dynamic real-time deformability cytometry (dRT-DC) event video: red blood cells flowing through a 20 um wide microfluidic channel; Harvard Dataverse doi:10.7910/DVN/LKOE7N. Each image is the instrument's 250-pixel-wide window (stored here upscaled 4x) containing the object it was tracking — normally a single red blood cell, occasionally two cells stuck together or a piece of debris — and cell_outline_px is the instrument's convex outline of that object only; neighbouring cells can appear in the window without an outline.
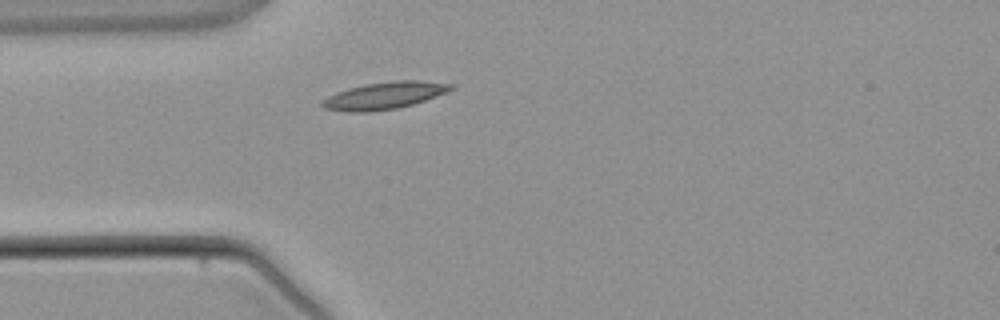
{"species": "common noctule bat (a hibernating species)", "species_latin": "Nyctalus noctula", "temperature_condition": "warm", "stored_images_in_passage": 1, "camera_frame_rate_fps": 3000, "um_per_image_px": 0.085, "animal": {"sex": "male", "body_mass_g": 21.5, "forearm_length_mm": 52.0}, "frame": {"image": 1, "passage_image": 1, "time_ms": 0.0, "image_size_px": [1000, 320], "cell_outline_px": [[456, 88], [448, 92], [412, 104], [396, 108], [368, 112], [352, 112], [324, 108], [320, 104], [328, 96], [336, 92], [348, 88], [364, 84], [396, 80], [420, 80], [456, 84]], "centroid_in_image_um": [32.72, 8.1], "position_along_channel_um": 52.3, "area_um2": 20.35}}